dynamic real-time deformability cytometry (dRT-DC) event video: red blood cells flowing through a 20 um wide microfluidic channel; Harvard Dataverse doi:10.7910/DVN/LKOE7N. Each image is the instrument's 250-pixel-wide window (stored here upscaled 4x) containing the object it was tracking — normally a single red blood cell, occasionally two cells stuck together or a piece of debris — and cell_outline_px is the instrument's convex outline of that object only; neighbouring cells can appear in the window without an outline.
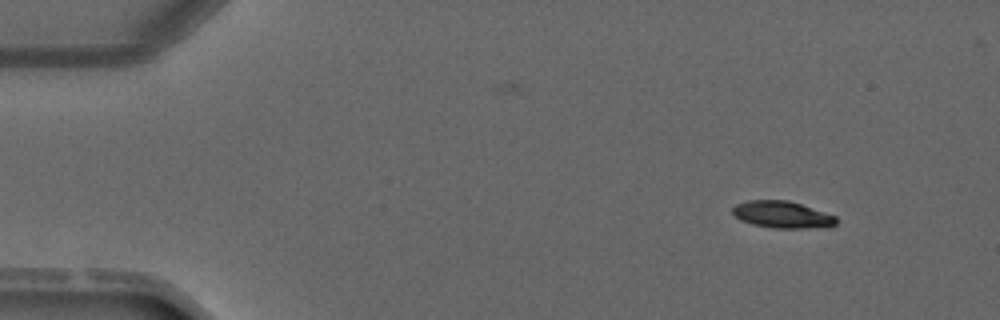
{"species": "common noctule bat (a hibernating species)", "species_latin": "Nyctalus noctula", "temperature_condition": "warm", "stored_images_in_passage": 3, "camera_frame_rate_fps": 3000, "um_per_image_px": 0.085, "animal": {"sex": "male", "forearm_length_mm": 52.5}, "frame": {"image": 1, "passage_image": 1, "time_ms": 0.0, "image_size_px": [1000, 320], "cell_outline_px": [[836, 224], [804, 228], [772, 228], [752, 224], [740, 220], [732, 212], [732, 208], [736, 204], [748, 200], [788, 200], [836, 216]], "centroid_in_image_um": [66.42, 18.23], "position_along_channel_um": 18.6, "area_um2": 15.95}}
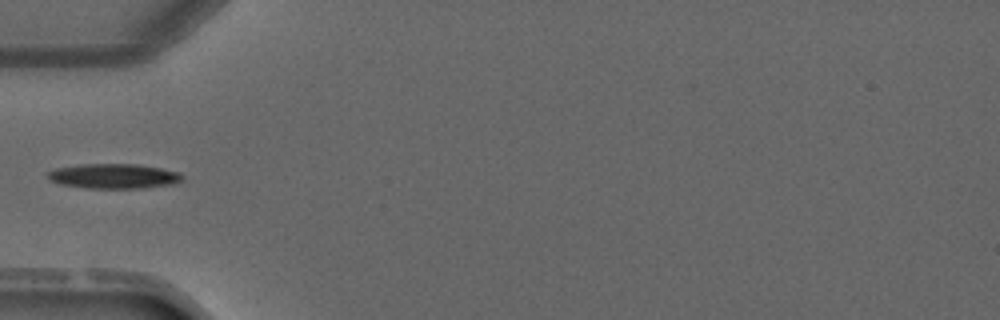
{"frame": {"image": 2, "passage_image": 3, "time_ms": 3.333, "image_size_px": [1000, 320], "cell_outline_px": [[184, 176], [180, 180], [172, 184], [144, 188], [88, 188], [60, 184], [48, 180], [48, 172], [56, 168], [80, 164], [136, 164], [160, 168], [180, 172]], "centroid_in_image_um": [9.66, 14.97], "position_along_channel_um": 75.3, "area_um2": 19.42}}